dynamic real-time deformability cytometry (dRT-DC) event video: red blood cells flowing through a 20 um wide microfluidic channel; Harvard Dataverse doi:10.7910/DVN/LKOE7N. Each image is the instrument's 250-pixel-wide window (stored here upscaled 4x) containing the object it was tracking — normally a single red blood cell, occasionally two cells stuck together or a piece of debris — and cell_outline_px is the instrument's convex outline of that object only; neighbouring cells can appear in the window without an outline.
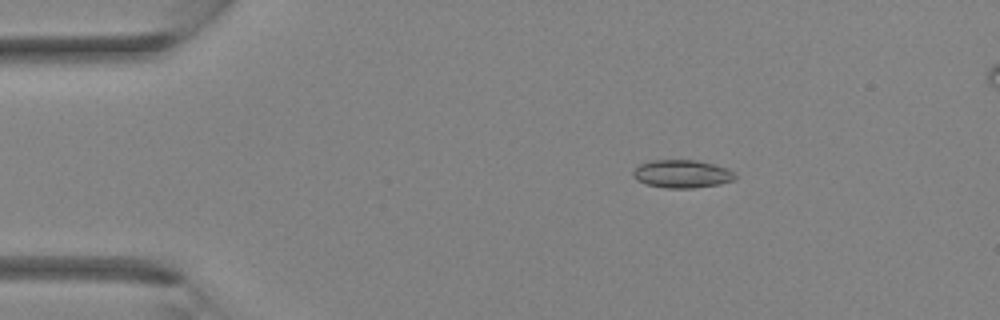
{"species": "Egyptian fruit bat (a non-hibernating species)", "species_latin": "Rousettus aegyptiacus", "temperature_condition": "room temperature", "stored_images_in_passage": 35, "segment_of_instrument_passage": [1, 2], "camera_frame_rate_fps": 3000, "um_per_image_px": 0.085, "animal": {"sex": "female"}, "frame": {"image": 1, "passage_image": 5, "time_ms": 1.333, "image_size_px": [1000, 320], "cell_outline_px": [[736, 180], [720, 184], [692, 188], [668, 188], [648, 184], [636, 180], [632, 176], [632, 172], [640, 164], [652, 160], [696, 160], [728, 168], [736, 176]], "centroid_in_image_um": [57.98, 14.78], "position_along_channel_um": 27.0, "area_um2": 16.59}}
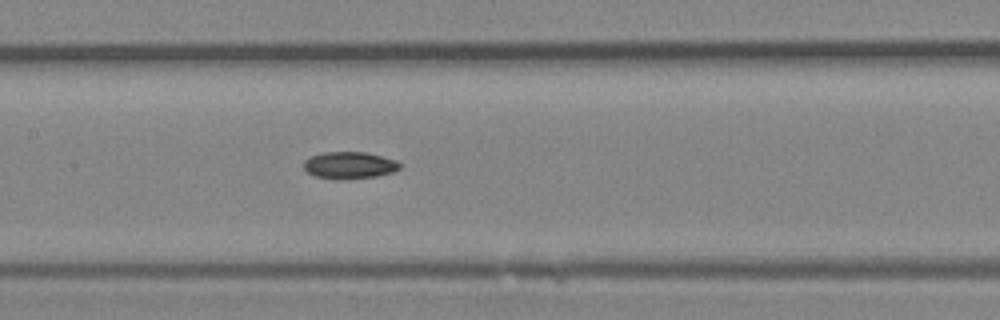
{"frame": {"image": 2, "passage_image": 16, "time_ms": 5.0, "image_size_px": [1000, 320], "cell_outline_px": [[400, 168], [396, 172], [376, 176], [340, 180], [336, 180], [312, 176], [304, 168], [304, 160], [312, 156], [324, 152], [364, 152], [396, 160], [400, 164]], "centroid_in_image_um": [29.69, 14.06], "position_along_channel_um": 177.7, "area_um2": 15.2}}
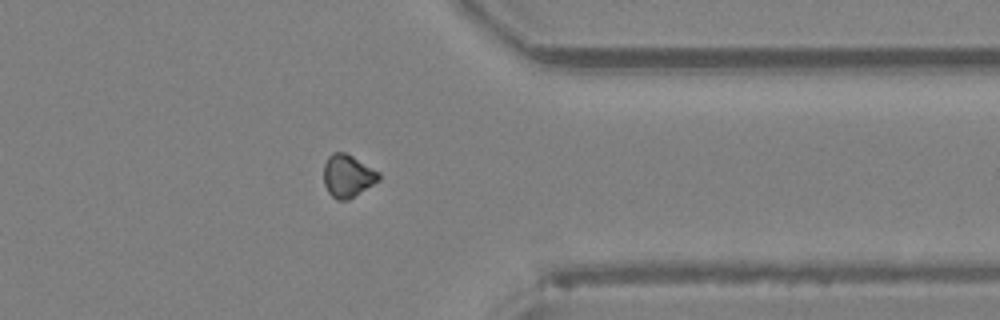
{"frame": {"image": 3, "passage_image": 27, "time_ms": 8.667, "image_size_px": [1000, 320], "cell_outline_px": [[380, 180], [348, 200], [336, 200], [328, 192], [324, 184], [324, 164], [328, 156], [332, 152], [344, 152], [352, 156], [380, 172]], "centroid_in_image_um": [29.55, 14.95], "position_along_channel_um": 381.9, "area_um2": 13.7}}